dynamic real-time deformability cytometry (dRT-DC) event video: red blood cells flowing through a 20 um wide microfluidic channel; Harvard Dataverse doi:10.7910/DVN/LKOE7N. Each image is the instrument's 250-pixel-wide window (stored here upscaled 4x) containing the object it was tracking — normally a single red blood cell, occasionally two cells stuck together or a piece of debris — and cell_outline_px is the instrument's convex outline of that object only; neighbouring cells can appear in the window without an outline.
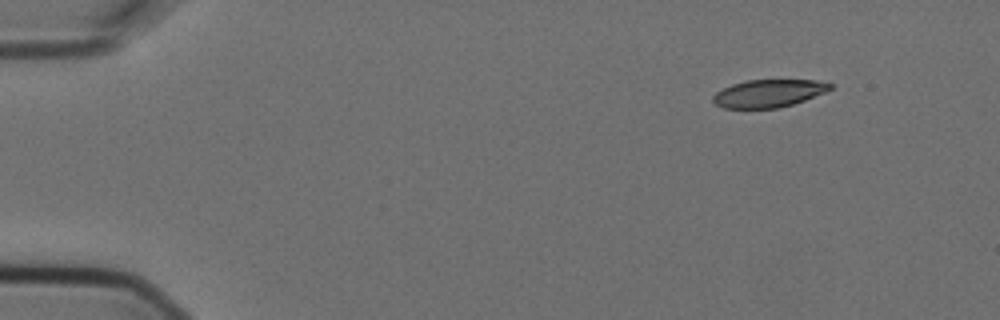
{"species": "Egyptian fruit bat (a non-hibernating species)", "species_latin": "Rousettus aegyptiacus", "temperature_condition": "cold", "stored_images_in_passage": 4, "camera_frame_rate_fps": 3000, "um_per_image_px": 0.085, "animal": {"sex": "female"}, "frame": {"image": 1, "passage_image": 1, "time_ms": 0.0, "image_size_px": [1000, 320], "cell_outline_px": [[832, 88], [828, 92], [792, 104], [776, 108], [724, 108], [716, 104], [712, 100], [712, 96], [716, 92], [732, 84], [748, 80], [816, 80], [832, 84]], "centroid_in_image_um": [65.34, 7.93], "position_along_channel_um": 19.7, "area_um2": 18.84}}
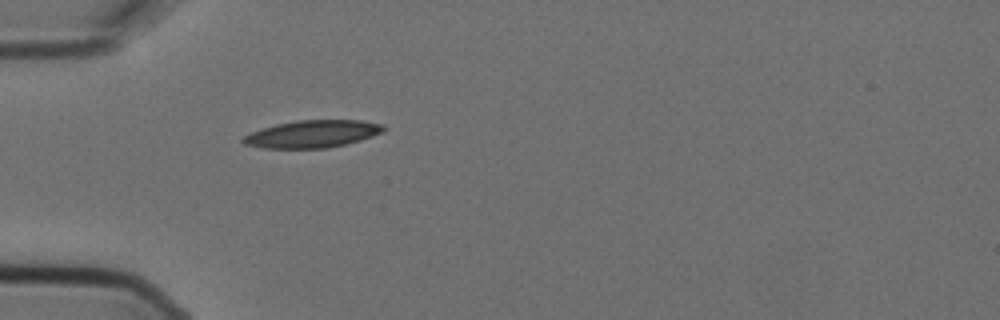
{"frame": {"image": 2, "passage_image": 4, "time_ms": 1.0, "image_size_px": [1000, 320], "cell_outline_px": [[384, 128], [380, 132], [372, 136], [360, 140], [328, 148], [264, 148], [244, 144], [240, 140], [244, 136], [252, 132], [276, 124], [296, 120], [360, 120], [384, 124]], "centroid_in_image_um": [26.53, 11.38], "position_along_channel_um": 58.5, "area_um2": 22.2}}